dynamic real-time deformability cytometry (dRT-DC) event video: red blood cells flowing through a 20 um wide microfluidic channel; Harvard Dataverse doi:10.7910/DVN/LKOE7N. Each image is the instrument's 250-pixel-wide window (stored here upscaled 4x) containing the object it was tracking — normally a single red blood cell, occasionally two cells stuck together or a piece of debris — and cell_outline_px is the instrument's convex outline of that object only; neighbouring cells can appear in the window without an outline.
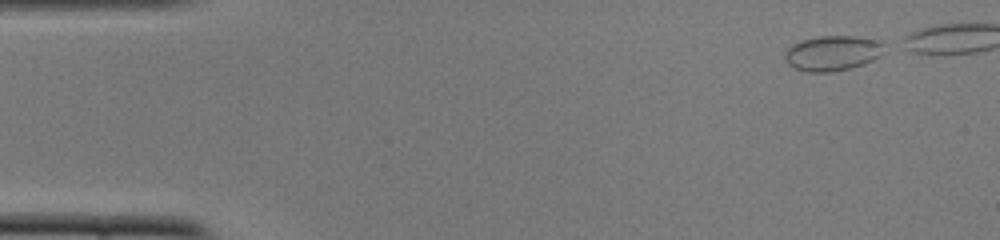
{"species": "common noctule bat (a hibernating species)", "species_latin": "Nyctalus noctula", "temperature_condition": "cold", "stored_images_in_passage": 35, "camera_frame_rate_fps": 3000, "um_per_image_px": 0.085, "animal": {"sex": "female", "body_mass_g": 22.0, "forearm_length_mm": 56.7}, "frame": {"image": 1, "passage_image": 1, "time_ms": 0.0, "image_size_px": [1000, 240], "cell_outline_px": [[884, 52], [880, 56], [872, 60], [848, 68], [832, 72], [804, 72], [792, 68], [784, 60], [784, 52], [792, 44], [804, 40], [820, 36], [852, 36], [880, 40], [884, 44]], "centroid_in_image_um": [70.73, 4.52], "position_along_channel_um": 14.3, "area_um2": 20.4}}
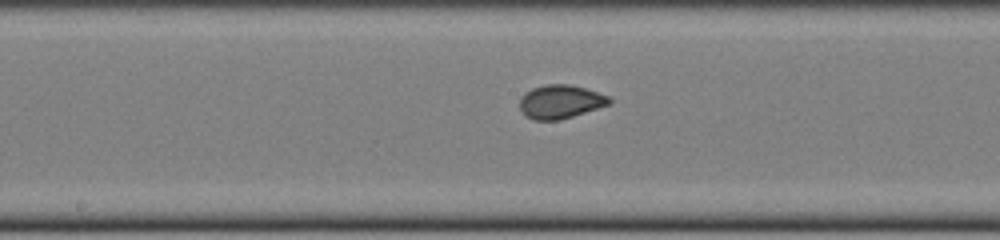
{"frame": {"image": 2, "passage_image": 23, "time_ms": 7.333, "image_size_px": [1000, 240], "cell_outline_px": [[612, 104], [560, 120], [532, 120], [524, 116], [520, 108], [520, 96], [524, 92], [532, 88], [548, 84], [568, 84], [584, 88], [608, 96], [612, 100]], "centroid_in_image_um": [47.61, 8.65], "position_along_channel_um": 200.6, "area_um2": 17.69}}
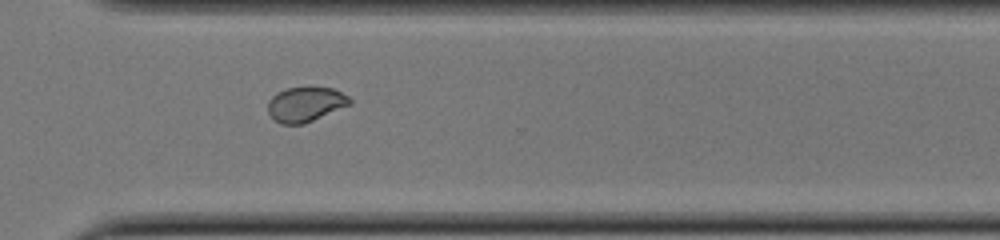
{"frame": {"image": 3, "passage_image": 34, "time_ms": 11.0, "image_size_px": [1000, 240], "cell_outline_px": [[352, 104], [304, 124], [280, 124], [268, 112], [268, 100], [276, 92], [288, 88], [308, 84], [312, 84], [332, 88], [348, 96], [352, 100]], "centroid_in_image_um": [25.98, 8.81], "position_along_channel_um": 344.6, "area_um2": 17.17}}